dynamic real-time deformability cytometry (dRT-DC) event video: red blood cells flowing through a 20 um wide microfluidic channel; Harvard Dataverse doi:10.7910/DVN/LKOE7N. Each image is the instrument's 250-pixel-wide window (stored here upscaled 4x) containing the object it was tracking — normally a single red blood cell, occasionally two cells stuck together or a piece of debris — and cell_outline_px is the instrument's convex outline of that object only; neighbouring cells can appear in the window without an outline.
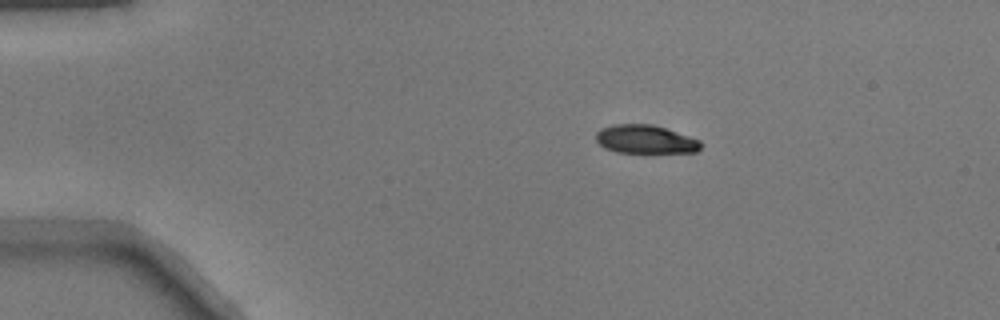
{"species": "common noctule bat (a hibernating species)", "species_latin": "Nyctalus noctula", "temperature_condition": "warm", "stored_images_in_passage": 25, "camera_frame_rate_fps": 3000, "um_per_image_px": 0.085, "animal": {"sex": "male", "body_mass_g": 17.9}, "frame": {"image": 1, "passage_image": 1, "time_ms": 0.0, "image_size_px": [1000, 320], "cell_outline_px": [[704, 144], [696, 152], [644, 156], [616, 152], [604, 148], [596, 140], [596, 132], [600, 128], [612, 124], [652, 124], [700, 140]], "centroid_in_image_um": [54.87, 11.91], "position_along_channel_um": 30.1, "area_um2": 18.5}}
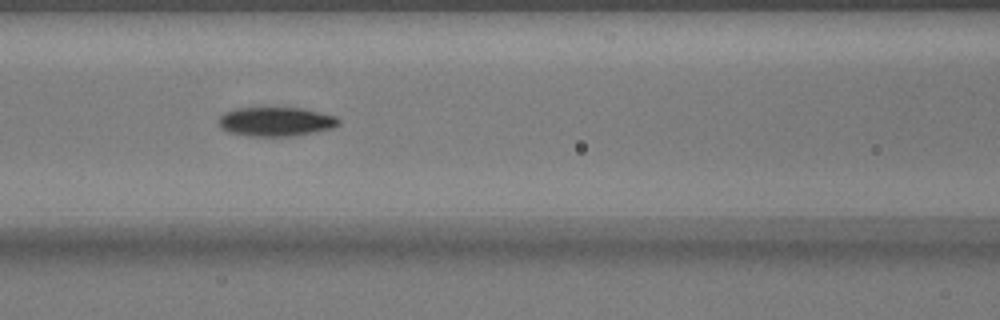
{"frame": {"image": 2, "passage_image": 14, "time_ms": 4.333, "image_size_px": [1000, 320], "cell_outline_px": [[340, 124], [332, 128], [292, 136], [248, 136], [228, 132], [220, 128], [216, 120], [224, 112], [236, 108], [300, 108], [336, 116], [340, 120]], "centroid_in_image_um": [23.39, 10.34], "position_along_channel_um": 143.2, "area_um2": 20.4}}
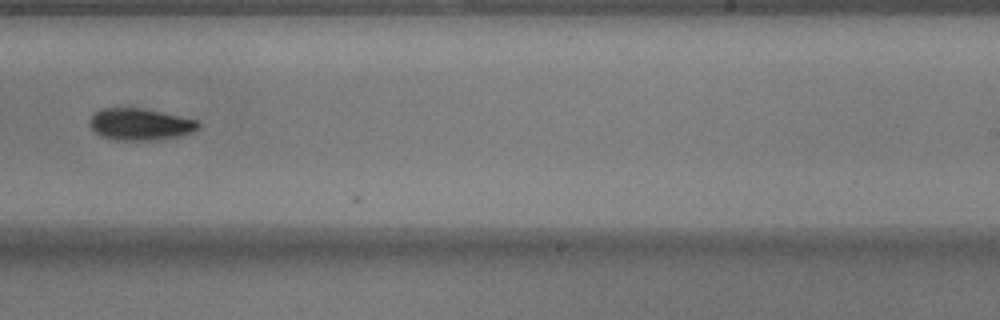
{"frame": {"image": 3, "passage_image": 24, "time_ms": 7.667, "image_size_px": [1000, 320], "cell_outline_px": [[200, 128], [192, 132], [180, 136], [152, 140], [116, 140], [100, 136], [88, 124], [88, 120], [100, 108], [140, 108], [196, 120], [200, 124]], "centroid_in_image_um": [11.88, 10.57], "position_along_channel_um": 277.1, "area_um2": 19.94}}